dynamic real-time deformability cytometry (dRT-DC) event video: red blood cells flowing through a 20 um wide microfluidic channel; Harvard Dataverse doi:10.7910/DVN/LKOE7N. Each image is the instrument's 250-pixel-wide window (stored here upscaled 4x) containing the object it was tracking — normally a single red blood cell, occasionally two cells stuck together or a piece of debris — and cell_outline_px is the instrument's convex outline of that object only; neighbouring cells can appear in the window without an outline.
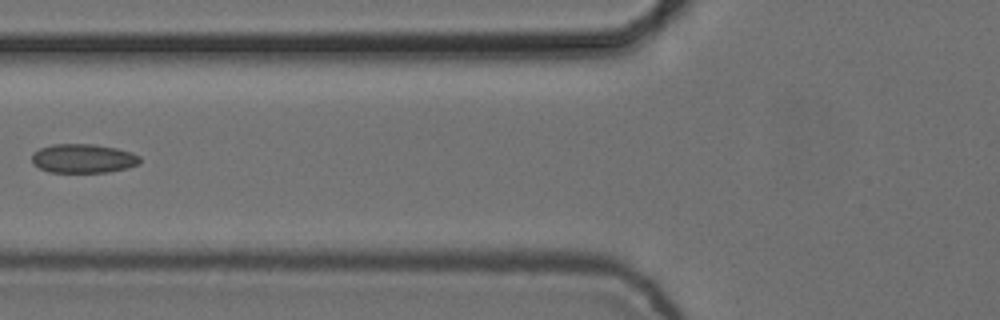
{"species": "common noctule bat (a hibernating species)", "species_latin": "Nyctalus noctula", "temperature_condition": "cold", "stored_images_in_passage": 5, "camera_frame_rate_fps": 3000, "um_per_image_px": 0.085, "animal": {"sex": "female", "body_mass_g": 24.6, "forearm_length_mm": 56.2}, "frame": {"image": 1, "passage_image": 5, "time_ms": 1.333, "image_size_px": [1000, 320], "cell_outline_px": [[140, 164], [128, 168], [108, 172], [48, 172], [32, 164], [32, 152], [40, 148], [52, 144], [92, 144], [116, 148], [132, 152], [140, 156]], "centroid_in_image_um": [7.07, 13.47], "position_along_channel_um": 118.7, "area_um2": 18.44}}